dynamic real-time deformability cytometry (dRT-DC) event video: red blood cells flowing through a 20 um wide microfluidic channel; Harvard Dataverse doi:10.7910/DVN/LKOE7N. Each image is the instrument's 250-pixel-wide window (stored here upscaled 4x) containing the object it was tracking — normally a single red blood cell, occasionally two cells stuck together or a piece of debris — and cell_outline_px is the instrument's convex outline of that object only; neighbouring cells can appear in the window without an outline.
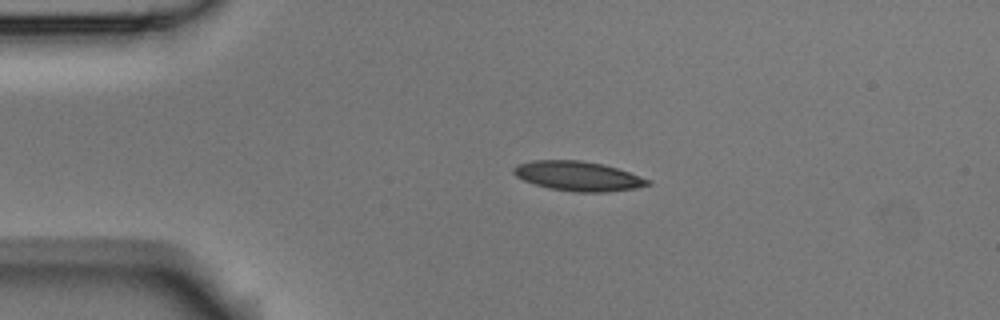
{"species": "Egyptian fruit bat (a non-hibernating species)", "species_latin": "Rousettus aegyptiacus", "temperature_condition": "room temperature", "stored_images_in_passage": 3, "camera_frame_rate_fps": 3000, "um_per_image_px": 0.085, "animal": {"sex": "male"}, "frame": {"image": 1, "passage_image": 2, "time_ms": 0.333, "image_size_px": [1000, 320], "cell_outline_px": [[652, 184], [636, 188], [604, 192], [576, 192], [552, 188], [536, 184], [524, 180], [516, 176], [512, 172], [512, 168], [516, 164], [532, 160], [580, 160], [604, 164], [652, 180]], "centroid_in_image_um": [49.14, 14.95], "position_along_channel_um": 35.9, "area_um2": 23.06}}